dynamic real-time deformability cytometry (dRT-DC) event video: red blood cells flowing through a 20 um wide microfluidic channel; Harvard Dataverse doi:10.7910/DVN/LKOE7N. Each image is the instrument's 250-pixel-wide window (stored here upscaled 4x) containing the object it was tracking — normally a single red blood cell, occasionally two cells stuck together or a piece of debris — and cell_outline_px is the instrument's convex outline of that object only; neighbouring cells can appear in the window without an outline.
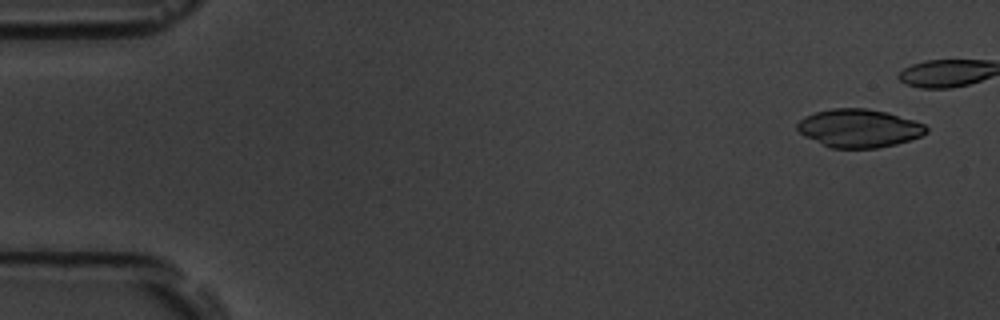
{"species": "common noctule bat (a hibernating species)", "species_latin": "Nyctalus noctula", "temperature_condition": "room temperature", "stored_images_in_passage": 42, "camera_frame_rate_fps": 3000, "um_per_image_px": 0.085, "animal": {"sex": "male", "body_mass_g": 19.5, "forearm_length_mm": 54.6}, "frame": {"image": 1, "passage_image": 1, "time_ms": 0.0, "image_size_px": [1000, 320], "cell_outline_px": [[928, 132], [920, 136], [896, 144], [876, 148], [832, 148], [804, 136], [796, 128], [796, 124], [804, 116], [816, 112], [832, 108], [864, 108], [888, 112], [924, 124], [928, 128]], "centroid_in_image_um": [73.0, 10.89], "position_along_channel_um": 12.0, "area_um2": 28.61}}